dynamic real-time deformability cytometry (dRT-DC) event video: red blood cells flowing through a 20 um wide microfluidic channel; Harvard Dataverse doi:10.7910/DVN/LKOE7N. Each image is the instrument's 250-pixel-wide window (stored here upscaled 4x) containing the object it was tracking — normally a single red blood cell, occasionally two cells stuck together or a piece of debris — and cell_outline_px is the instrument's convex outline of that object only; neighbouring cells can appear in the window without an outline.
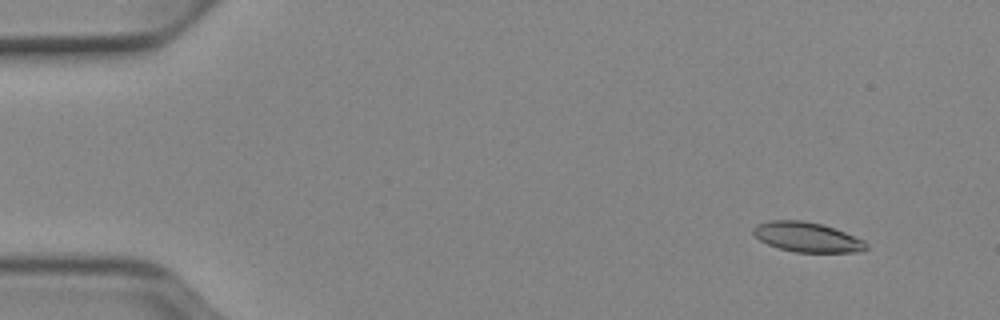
{"species": "Egyptian fruit bat (a non-hibernating species)", "species_latin": "Rousettus aegyptiacus", "temperature_condition": "cold", "stored_images_in_passage": 49, "camera_frame_rate_fps": 3000, "um_per_image_px": 0.085, "animal": {"sex": "female"}, "frame": {"image": 1, "passage_image": 2, "time_ms": 0.333, "image_size_px": [1000, 320], "cell_outline_px": [[868, 248], [864, 252], [796, 252], [780, 248], [768, 244], [760, 240], [752, 232], [752, 228], [756, 224], [768, 220], [804, 220], [820, 224], [844, 232], [864, 240], [868, 244]], "centroid_in_image_um": [68.6, 20.15], "position_along_channel_um": 16.4, "area_um2": 19.59}}
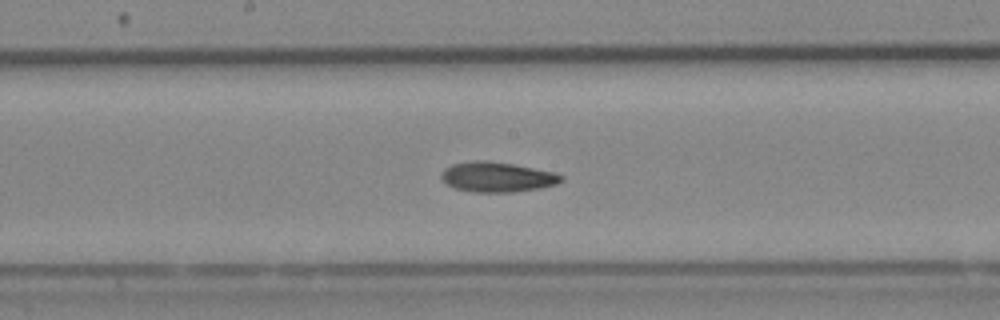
{"frame": {"image": 2, "passage_image": 25, "time_ms": 8.0, "image_size_px": [1000, 320], "cell_outline_px": [[564, 180], [556, 184], [540, 188], [512, 192], [472, 192], [456, 188], [444, 184], [440, 176], [440, 172], [444, 168], [452, 164], [476, 160], [488, 160], [512, 164], [552, 172], [564, 176]], "centroid_in_image_um": [42.2, 15.04], "position_along_channel_um": 206.0, "area_um2": 21.04}}
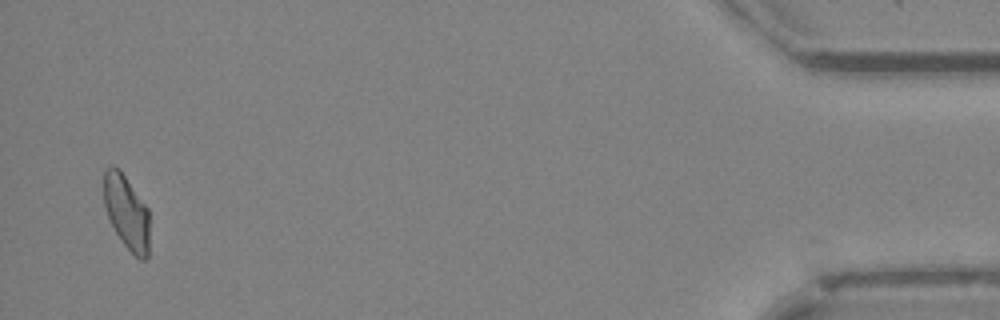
{"frame": {"image": 3, "passage_image": 48, "time_ms": 15.667, "image_size_px": [1000, 320], "cell_outline_px": [[148, 256], [144, 260], [140, 260], [120, 240], [108, 216], [104, 204], [104, 172], [112, 164], [120, 168], [148, 208]], "centroid_in_image_um": [10.75, 18.0], "position_along_channel_um": 424.4, "area_um2": 19.59}, "authors_computed_cell_mechanics": {"area_um2": 20.2878, "velocity_mm_per_s": 3.9157, "shape_relaxation_time_tau1_ms": null, "shape_relaxation_time_tau2_ms": 5.7275, "deformation_change_tau1": null, "deformation_change_tau2": 0.1222}}